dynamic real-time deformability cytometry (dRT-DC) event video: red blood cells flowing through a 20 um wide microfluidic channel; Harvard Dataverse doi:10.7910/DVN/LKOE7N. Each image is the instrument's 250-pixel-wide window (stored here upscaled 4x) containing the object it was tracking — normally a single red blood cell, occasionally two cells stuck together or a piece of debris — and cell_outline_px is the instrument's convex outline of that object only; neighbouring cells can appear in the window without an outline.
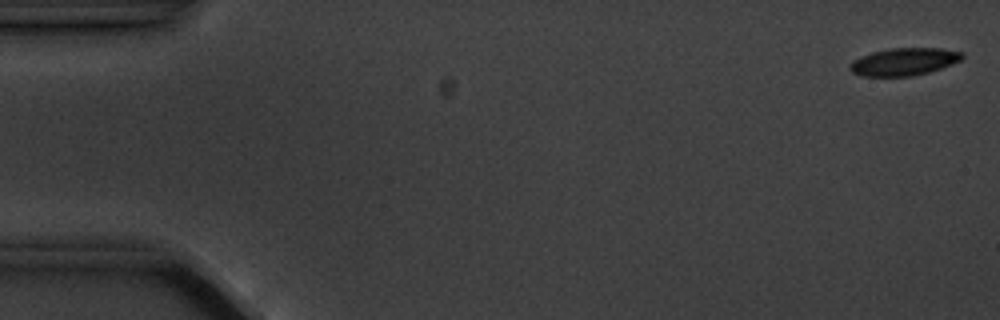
{"species": "common noctule bat (a hibernating species)", "species_latin": "Nyctalus noctula", "temperature_condition": "cold", "stored_images_in_passage": 6, "camera_frame_rate_fps": 3000, "um_per_image_px": 0.085, "animal": {"sex": "male", "body_mass_g": 20.1, "forearm_length_mm": 53.5}, "frame": {"image": 1, "passage_image": 1, "time_ms": 0.0, "image_size_px": [1000, 320], "cell_outline_px": [[964, 56], [960, 60], [952, 64], [928, 72], [912, 76], [860, 76], [852, 72], [848, 68], [848, 64], [852, 60], [872, 52], [892, 48], [940, 48], [964, 52]], "centroid_in_image_um": [76.81, 5.24], "position_along_channel_um": 8.2, "area_um2": 18.03}}